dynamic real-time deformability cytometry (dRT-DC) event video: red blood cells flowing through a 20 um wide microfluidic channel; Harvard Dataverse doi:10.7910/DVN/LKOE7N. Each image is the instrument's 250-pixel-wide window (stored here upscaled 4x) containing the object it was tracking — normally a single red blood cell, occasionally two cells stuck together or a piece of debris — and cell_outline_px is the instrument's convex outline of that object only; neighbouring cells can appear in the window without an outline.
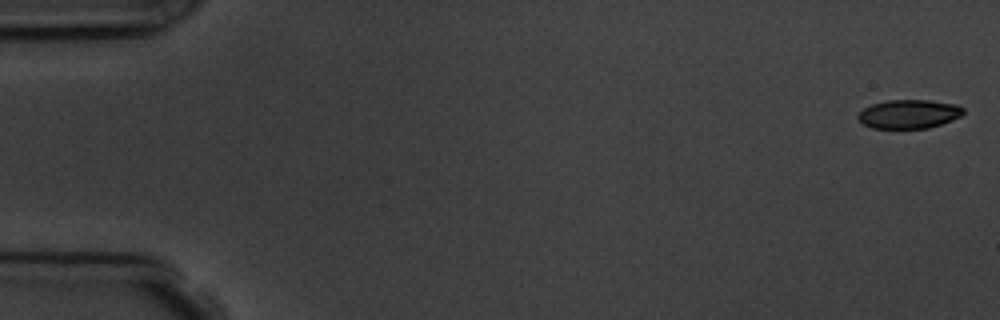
{"species": "common noctule bat (a hibernating species)", "species_latin": "Nyctalus noctula", "temperature_condition": "room temperature", "stored_images_in_passage": 6, "camera_frame_rate_fps": 3000, "um_per_image_px": 0.085, "animal": {"sex": "male", "body_mass_g": 19.5, "forearm_length_mm": 54.6}, "frame": {"image": 1, "passage_image": 1, "time_ms": 0.0, "image_size_px": [1000, 320], "cell_outline_px": [[964, 112], [960, 116], [952, 120], [928, 128], [872, 128], [864, 124], [856, 116], [864, 108], [872, 104], [888, 100], [928, 100], [956, 104], [964, 108]], "centroid_in_image_um": [77.26, 9.69], "position_along_channel_um": 7.7, "area_um2": 17.57}}
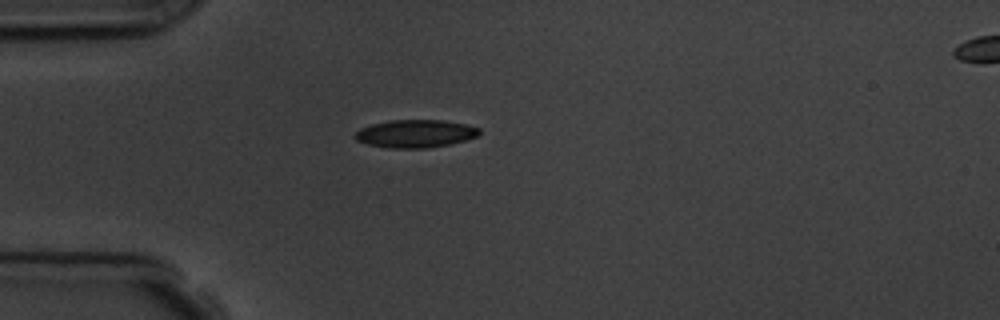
{"frame": {"image": 2, "passage_image": 5, "time_ms": 4.667, "image_size_px": [1000, 320], "cell_outline_px": [[480, 132], [476, 136], [464, 140], [448, 144], [428, 148], [388, 148], [368, 144], [356, 140], [352, 136], [360, 128], [372, 124], [388, 120], [444, 120], [464, 124], [480, 128]], "centroid_in_image_um": [35.26, 11.35], "position_along_channel_um": 49.7, "area_um2": 20.11}}